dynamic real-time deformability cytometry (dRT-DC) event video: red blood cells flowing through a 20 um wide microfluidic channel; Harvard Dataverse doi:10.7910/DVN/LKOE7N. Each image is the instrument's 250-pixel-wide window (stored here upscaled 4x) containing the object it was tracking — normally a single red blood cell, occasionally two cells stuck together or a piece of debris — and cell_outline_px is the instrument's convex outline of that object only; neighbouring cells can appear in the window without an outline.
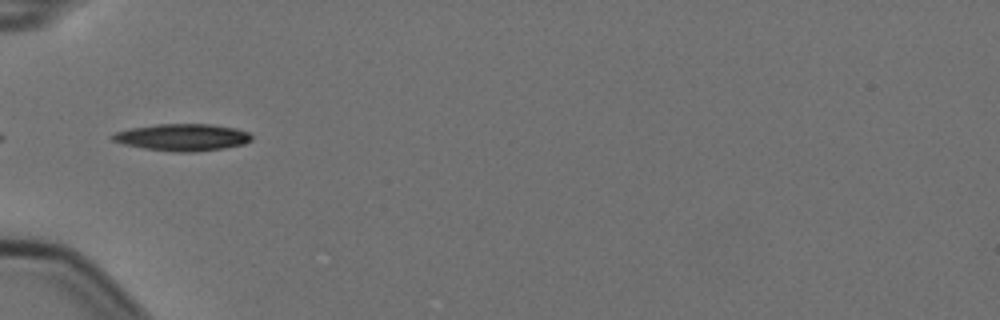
{"species": "Egyptian fruit bat (a non-hibernating species)", "species_latin": "Rousettus aegyptiacus", "temperature_condition": "cold", "stored_images_in_passage": 6, "camera_frame_rate_fps": 3000, "um_per_image_px": 0.085, "animal": {"sex": "female"}, "frame": {"image": 1, "passage_image": 6, "time_ms": 1.667, "image_size_px": [1000, 320], "cell_outline_px": [[252, 140], [244, 144], [224, 148], [192, 152], [176, 152], [144, 148], [124, 144], [112, 140], [108, 136], [116, 132], [132, 128], [156, 124], [212, 124], [236, 128], [248, 132], [252, 136]], "centroid_in_image_um": [15.52, 11.67], "position_along_channel_um": 69.5, "area_um2": 21.85}}